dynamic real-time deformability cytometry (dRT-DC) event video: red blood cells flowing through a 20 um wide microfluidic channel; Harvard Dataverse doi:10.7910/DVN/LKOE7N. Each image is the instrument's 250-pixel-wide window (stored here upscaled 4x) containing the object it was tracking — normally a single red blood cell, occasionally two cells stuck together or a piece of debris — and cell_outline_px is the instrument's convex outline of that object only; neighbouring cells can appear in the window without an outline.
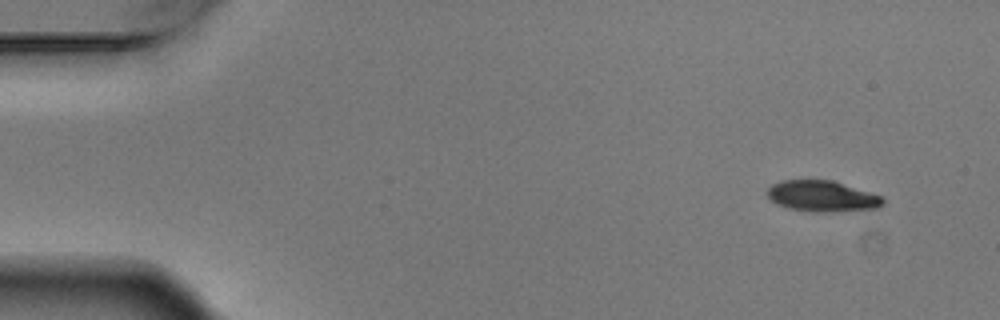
{"species": "Egyptian fruit bat (a non-hibernating species)", "species_latin": "Rousettus aegyptiacus", "temperature_condition": "warm", "stored_images_in_passage": 9, "camera_frame_rate_fps": 3000, "um_per_image_px": 0.085, "animal": {"sex": "male"}, "frame": {"image": 1, "passage_image": 1, "time_ms": 0.0, "image_size_px": [1000, 320], "cell_outline_px": [[884, 204], [876, 208], [824, 212], [820, 212], [788, 208], [776, 204], [768, 196], [768, 188], [772, 184], [780, 180], [832, 180], [880, 196], [884, 200]], "centroid_in_image_um": [69.84, 16.67], "position_along_channel_um": 15.2, "area_um2": 20.46}}
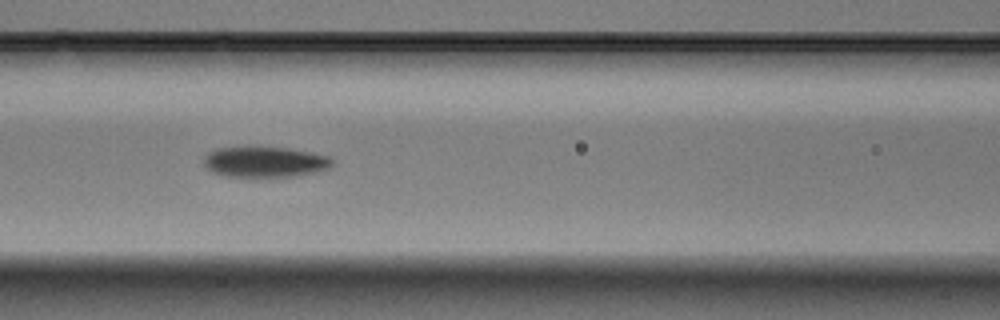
{"frame": {"image": 2, "passage_image": 6, "time_ms": 1.667, "image_size_px": [1000, 320], "cell_outline_px": [[332, 164], [328, 168], [296, 176], [228, 176], [212, 172], [204, 164], [204, 156], [208, 152], [216, 148], [244, 144], [288, 148], [312, 152], [328, 156], [332, 160]], "centroid_in_image_um": [22.44, 13.7], "position_along_channel_um": 144.2, "area_um2": 23.41}}
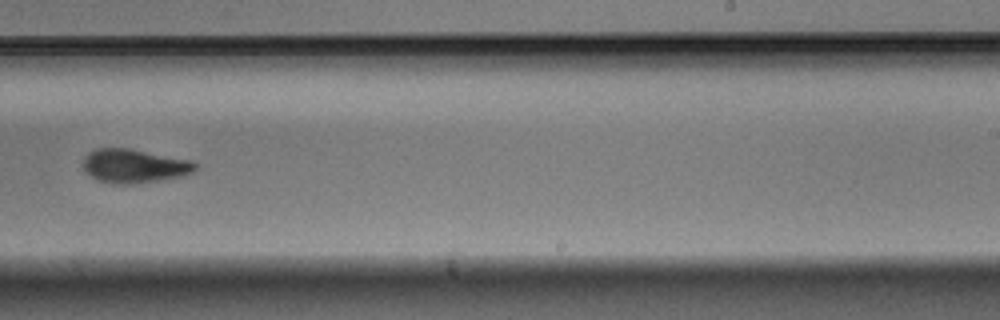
{"frame": {"image": 3, "passage_image": 9, "time_ms": 2.667, "image_size_px": [1000, 320], "cell_outline_px": [[196, 168], [192, 172], [180, 176], [132, 184], [116, 184], [100, 180], [92, 176], [84, 168], [84, 156], [88, 152], [96, 148], [128, 148], [192, 160], [196, 164]], "centroid_in_image_um": [11.4, 14.09], "position_along_channel_um": 277.6, "area_um2": 21.73}}